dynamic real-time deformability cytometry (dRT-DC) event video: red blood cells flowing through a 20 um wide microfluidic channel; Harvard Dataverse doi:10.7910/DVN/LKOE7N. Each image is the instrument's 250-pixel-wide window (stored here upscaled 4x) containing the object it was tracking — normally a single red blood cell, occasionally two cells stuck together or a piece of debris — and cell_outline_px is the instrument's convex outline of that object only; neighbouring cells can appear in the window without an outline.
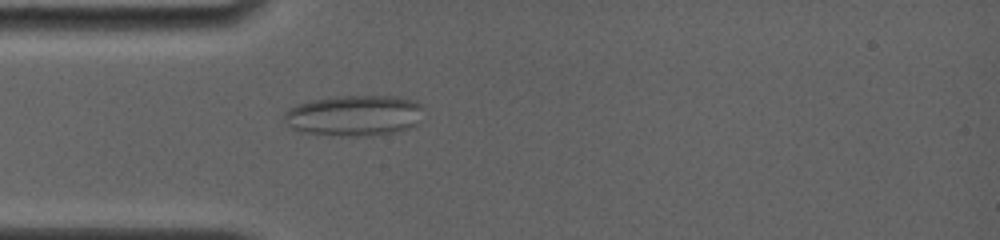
{"species": "common noctule bat (a hibernating species)", "species_latin": "Nyctalus noctula", "temperature_condition": "room temperature", "stored_images_in_passage": 7, "camera_frame_rate_fps": 4000, "um_per_image_px": 0.085, "animal": {"sex": "female", "body_mass_g": 19.0, "forearm_length_mm": 56.7}, "frame": {"image": 1, "passage_image": 3, "time_ms": 1.5, "image_size_px": [1000, 240], "cell_outline_px": [[424, 108], [416, 124], [408, 128], [396, 132], [372, 136], [348, 136], [304, 132], [292, 128], [284, 120], [284, 112], [288, 108], [296, 104], [328, 96], [396, 96], [416, 100]], "centroid_in_image_um": [30.12, 9.8], "position_along_channel_um": 54.9, "area_um2": 33.35}}
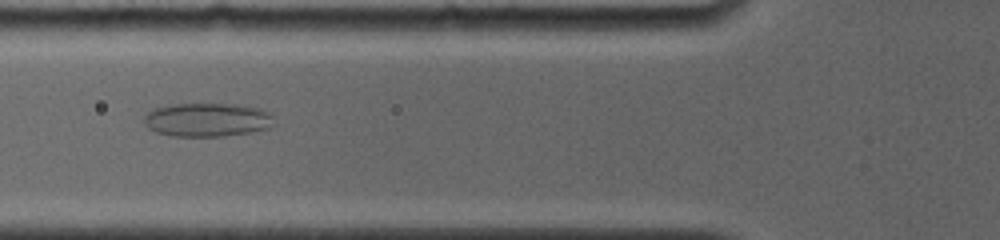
{"frame": {"image": 2, "passage_image": 5, "time_ms": 3.0, "image_size_px": [1000, 240], "cell_outline_px": [[276, 124], [268, 128], [248, 132], [224, 136], [172, 136], [156, 132], [148, 128], [144, 124], [144, 116], [152, 108], [172, 104], [236, 104], [260, 108], [268, 112], [272, 116]], "centroid_in_image_um": [17.6, 10.17], "position_along_channel_um": 108.2, "area_um2": 25.66}}
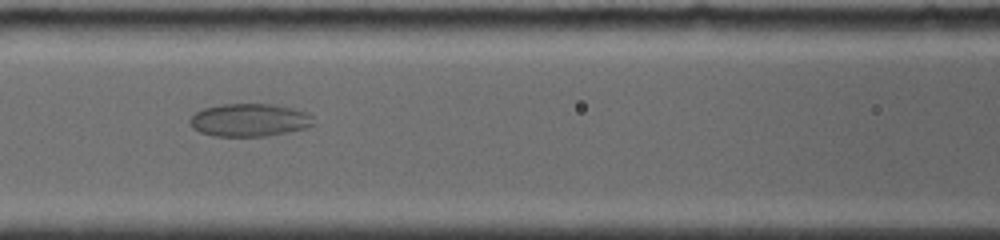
{"frame": {"image": 3, "passage_image": 6, "time_ms": 4.0, "image_size_px": [1000, 240], "cell_outline_px": [[316, 124], [308, 128], [268, 136], [212, 136], [200, 132], [192, 128], [188, 120], [196, 112], [204, 108], [220, 104], [272, 104], [292, 108], [308, 112], [312, 116]], "centroid_in_image_um": [21.23, 10.21], "position_along_channel_um": 145.4, "area_um2": 23.99}}